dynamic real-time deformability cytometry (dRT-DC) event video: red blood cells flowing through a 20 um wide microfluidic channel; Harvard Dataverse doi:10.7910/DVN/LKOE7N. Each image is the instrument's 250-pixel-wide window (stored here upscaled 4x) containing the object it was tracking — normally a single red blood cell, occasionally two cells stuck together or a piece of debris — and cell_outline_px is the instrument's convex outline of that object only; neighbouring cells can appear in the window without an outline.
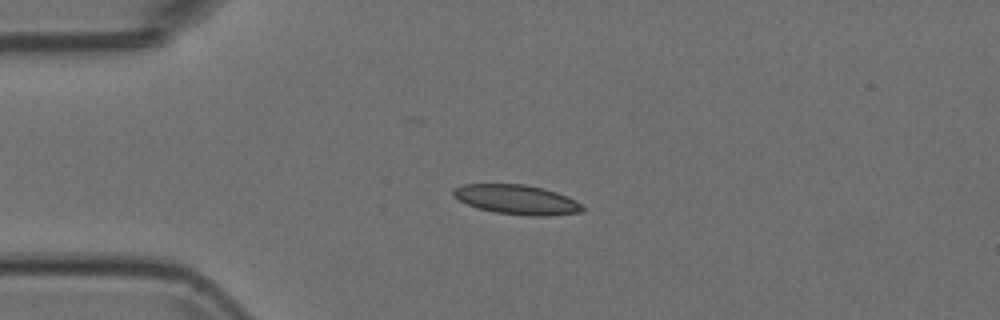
{"species": "Egyptian fruit bat (a non-hibernating species)", "species_latin": "Rousettus aegyptiacus", "temperature_condition": "room temperature", "stored_images_in_passage": 42, "camera_frame_rate_fps": 3000, "um_per_image_px": 0.085, "animal": {"sex": "female"}, "frame": {"image": 1, "passage_image": 1, "time_ms": 0.0, "image_size_px": [1000, 320], "cell_outline_px": [[584, 212], [548, 216], [528, 216], [496, 212], [476, 208], [452, 196], [452, 188], [464, 184], [524, 184], [544, 188], [568, 196], [576, 200], [584, 208]], "centroid_in_image_um": [43.94, 16.96], "position_along_channel_um": 41.1, "area_um2": 22.43}}
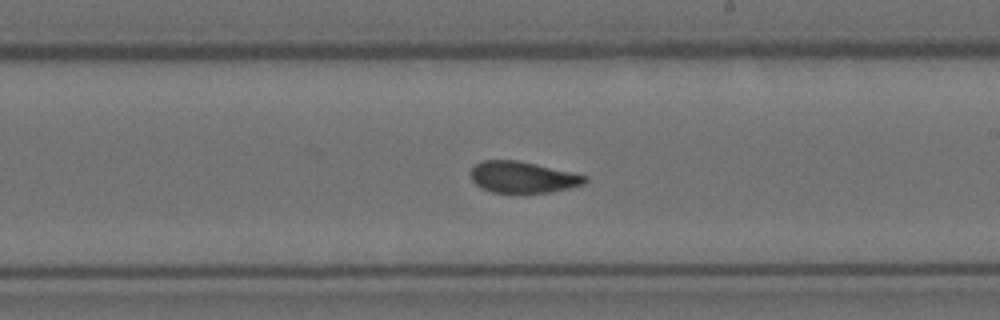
{"frame": {"image": 2, "passage_image": 19, "time_ms": 6.0, "image_size_px": [1000, 320], "cell_outline_px": [[588, 180], [584, 184], [572, 188], [552, 192], [492, 192], [480, 188], [472, 180], [472, 168], [480, 160], [516, 160], [536, 164], [588, 176]], "centroid_in_image_um": [44.46, 15.06], "position_along_channel_um": 244.5, "area_um2": 20.81}}
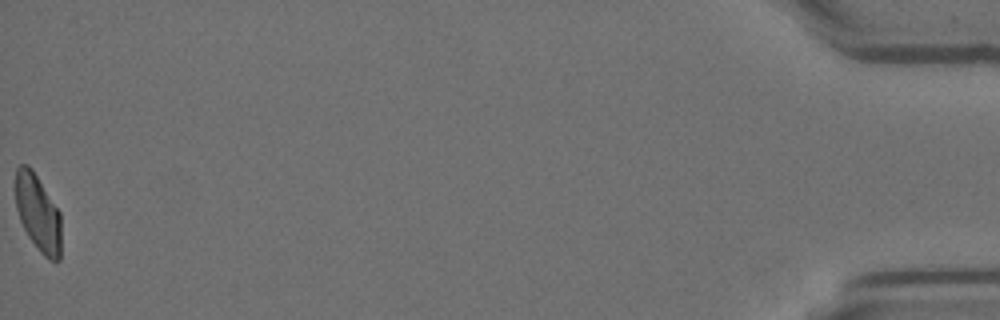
{"frame": {"image": 3, "passage_image": 42, "time_ms": 13.667, "image_size_px": [1000, 320], "cell_outline_px": [[60, 260], [48, 260], [40, 252], [28, 236], [20, 220], [16, 208], [16, 168], [20, 164], [28, 164], [32, 168], [60, 212]], "centroid_in_image_um": [3.22, 18.09], "position_along_channel_um": 432.0, "area_um2": 20.35}}